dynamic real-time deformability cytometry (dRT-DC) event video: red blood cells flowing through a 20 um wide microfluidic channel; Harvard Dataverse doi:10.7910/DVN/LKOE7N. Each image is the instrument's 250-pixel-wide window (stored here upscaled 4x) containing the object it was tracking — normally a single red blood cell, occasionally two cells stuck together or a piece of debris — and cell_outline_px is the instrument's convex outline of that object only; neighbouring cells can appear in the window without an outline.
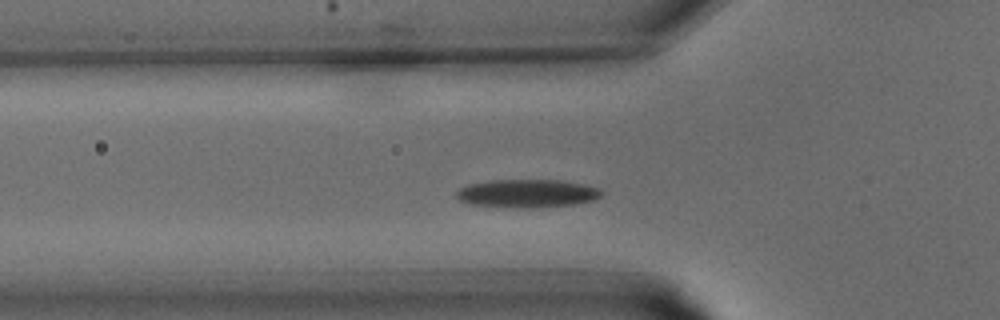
{"species": "common noctule bat (a hibernating species)", "species_latin": "Nyctalus noctula", "temperature_condition": "warm", "stored_images_in_passage": 11, "camera_frame_rate_fps": 3000, "um_per_image_px": 0.085, "animal": {"sex": "male", "body_mass_g": 15.6}, "frame": {"image": 1, "passage_image": 2, "time_ms": 0.333, "image_size_px": [1000, 320], "cell_outline_px": [[604, 192], [600, 196], [592, 200], [580, 204], [520, 208], [468, 204], [456, 200], [456, 192], [460, 188], [468, 184], [488, 180], [560, 180], [600, 188]], "centroid_in_image_um": [44.77, 16.44], "position_along_channel_um": 81.0, "area_um2": 23.93}}
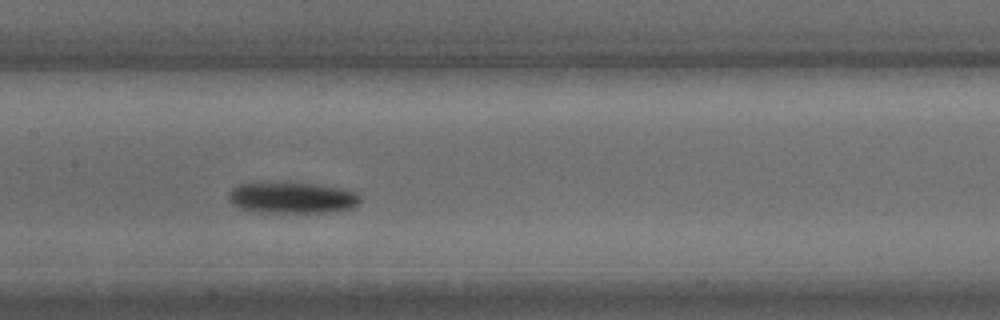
{"frame": {"image": 2, "passage_image": 7, "time_ms": 2.0, "image_size_px": [1000, 320], "cell_outline_px": [[360, 204], [352, 208], [332, 212], [256, 212], [236, 208], [228, 200], [228, 192], [232, 188], [240, 184], [312, 184], [336, 188], [356, 192], [360, 196]], "centroid_in_image_um": [24.81, 16.85], "position_along_channel_um": 182.6, "area_um2": 23.52}}
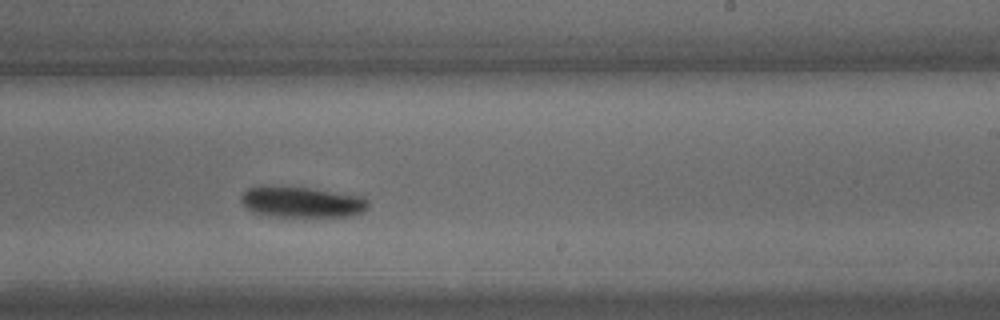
{"frame": {"image": 3, "passage_image": 11, "time_ms": 3.333, "image_size_px": [1000, 320], "cell_outline_px": [[368, 208], [364, 212], [356, 216], [268, 216], [252, 212], [240, 200], [240, 196], [248, 188], [256, 184], [280, 184], [364, 196], [368, 200]], "centroid_in_image_um": [25.61, 17.14], "position_along_channel_um": 263.4, "area_um2": 23.58}}